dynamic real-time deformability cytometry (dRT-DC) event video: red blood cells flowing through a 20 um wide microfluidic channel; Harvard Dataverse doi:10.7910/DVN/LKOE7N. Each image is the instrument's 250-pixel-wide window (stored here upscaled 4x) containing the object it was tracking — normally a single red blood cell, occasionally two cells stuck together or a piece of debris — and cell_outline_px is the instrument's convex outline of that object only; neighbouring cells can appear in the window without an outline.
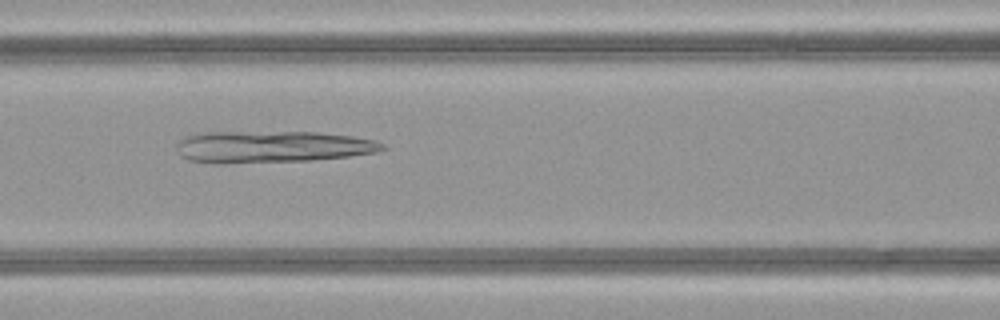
{"species": "common noctule bat (a hibernating species)", "species_latin": "Nyctalus noctula", "temperature_condition": "warm", "stored_images_in_passage": 49, "camera_frame_rate_fps": 3000, "um_per_image_px": 0.085, "animal": {"sex": "female", "body_mass_g": 21.9}, "frame": {"image": 1, "passage_image": 21, "time_ms": 6.667, "image_size_px": [1000, 320], "cell_outline_px": [[388, 148], [376, 152], [348, 156], [312, 160], [224, 164], [212, 164], [188, 160], [180, 156], [176, 148], [176, 140], [192, 132], [316, 132], [352, 136], [376, 140], [384, 144]], "centroid_in_image_um": [23.02, 12.48], "position_along_channel_um": 143.6, "area_um2": 38.9}}
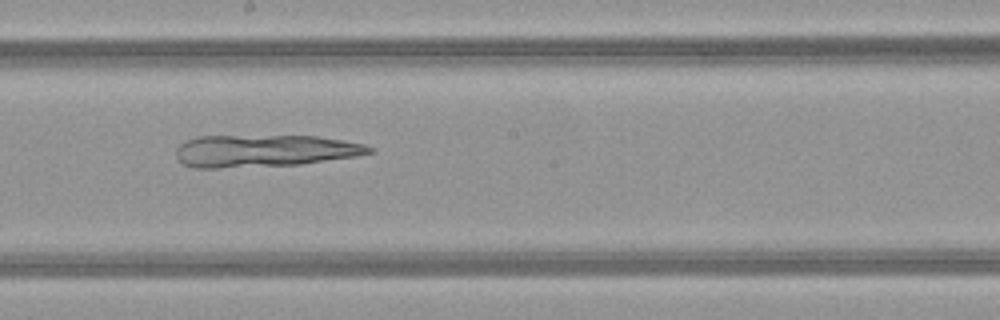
{"frame": {"image": 2, "passage_image": 27, "time_ms": 8.667, "image_size_px": [1000, 320], "cell_outline_px": [[376, 152], [356, 156], [300, 164], [220, 168], [192, 168], [184, 164], [176, 156], [176, 148], [184, 140], [196, 136], [316, 136], [364, 144], [376, 148]], "centroid_in_image_um": [22.45, 12.82], "position_along_channel_um": 225.7, "area_um2": 36.36}}
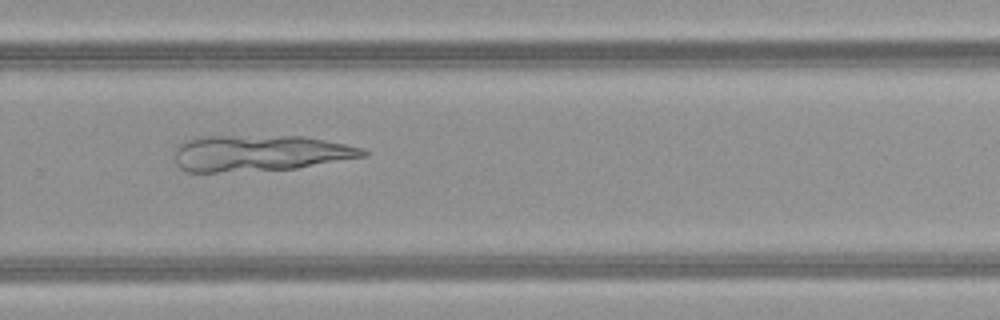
{"frame": {"image": 3, "passage_image": 33, "time_ms": 10.667, "image_size_px": [1000, 320], "cell_outline_px": [[368, 156], [296, 168], [216, 172], [188, 172], [180, 168], [176, 164], [176, 148], [180, 144], [188, 140], [200, 136], [304, 136], [364, 148], [368, 152]], "centroid_in_image_um": [22.1, 13.01], "position_along_channel_um": 307.7, "area_um2": 39.48}}